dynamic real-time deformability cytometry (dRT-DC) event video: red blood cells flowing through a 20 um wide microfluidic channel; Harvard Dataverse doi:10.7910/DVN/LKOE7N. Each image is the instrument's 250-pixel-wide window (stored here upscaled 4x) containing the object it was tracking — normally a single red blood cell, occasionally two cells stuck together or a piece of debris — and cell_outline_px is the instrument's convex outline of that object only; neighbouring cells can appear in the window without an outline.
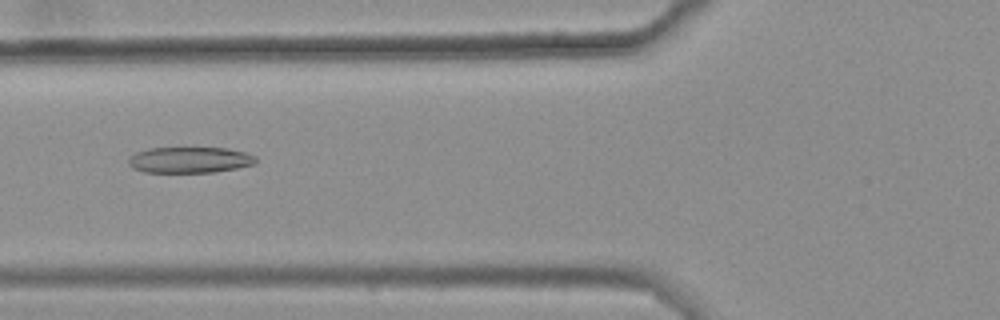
{"species": "common noctule bat (a hibernating species)", "species_latin": "Nyctalus noctula", "temperature_condition": "warm", "stored_images_in_passage": 50, "camera_frame_rate_fps": 3000, "um_per_image_px": 0.085, "animal": {"sex": "female", "body_mass_g": 25.1}, "frame": {"image": 1, "passage_image": 22, "time_ms": 7.0, "image_size_px": [1000, 320], "cell_outline_px": [[256, 164], [236, 168], [212, 172], [144, 172], [132, 168], [128, 164], [128, 160], [136, 152], [148, 148], [228, 148], [244, 152], [256, 156]], "centroid_in_image_um": [16.13, 13.59], "position_along_channel_um": 109.7, "area_um2": 19.25}}
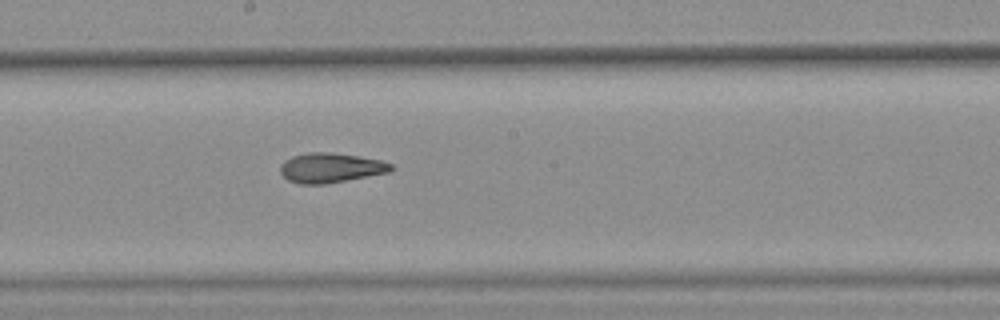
{"frame": {"image": 2, "passage_image": 31, "time_ms": 10.0, "image_size_px": [1000, 320], "cell_outline_px": [[396, 168], [388, 172], [324, 184], [300, 184], [288, 180], [280, 172], [280, 164], [284, 160], [292, 156], [308, 152], [332, 152], [380, 160], [392, 164]], "centroid_in_image_um": [28.07, 14.25], "position_along_channel_um": 220.1, "area_um2": 19.07}}
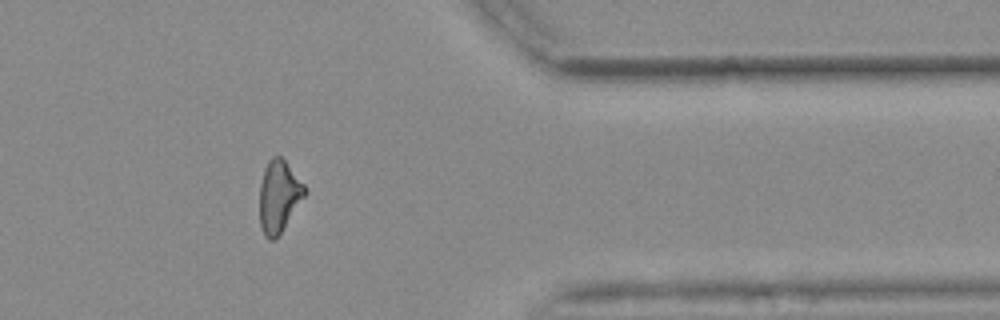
{"frame": {"image": 3, "passage_image": 46, "time_ms": 15.0, "image_size_px": [1000, 320], "cell_outline_px": [[308, 192], [276, 240], [268, 240], [264, 236], [260, 224], [260, 184], [264, 168], [268, 160], [272, 156], [280, 156], [284, 160], [304, 184]], "centroid_in_image_um": [23.7, 16.71], "position_along_channel_um": 387.7, "area_um2": 19.07}, "authors_computed_cell_mechanics": {"area_um2": 19.4786, "velocity_mm_per_s": 3.682, "shape_relaxation_time_tau1_ms": null, "shape_relaxation_time_tau2_ms": 2.7758, "deformation_change_tau1": null, "deformation_change_tau2": 0.1159}}